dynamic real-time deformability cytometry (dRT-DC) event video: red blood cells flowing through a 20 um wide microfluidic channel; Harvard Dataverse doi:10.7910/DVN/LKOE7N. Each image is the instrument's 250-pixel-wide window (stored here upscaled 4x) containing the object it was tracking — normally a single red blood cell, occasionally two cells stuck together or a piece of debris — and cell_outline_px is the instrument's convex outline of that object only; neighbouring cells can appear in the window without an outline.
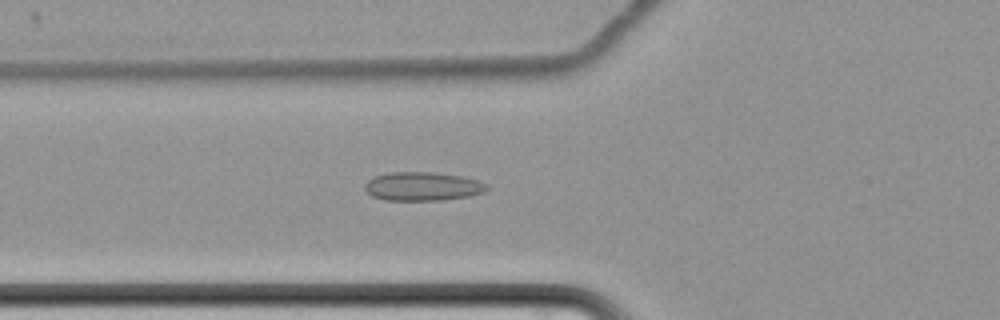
{"species": "common noctule bat (a hibernating species)", "species_latin": "Nyctalus noctula", "temperature_condition": "cold", "stored_images_in_passage": 44, "camera_frame_rate_fps": 3000, "um_per_image_px": 0.085, "animal": {"sex": "female", "body_mass_g": 22.7, "forearm_length_mm": 54.2}, "frame": {"image": 1, "passage_image": 7, "time_ms": 2.0, "image_size_px": [1000, 320], "cell_outline_px": [[488, 188], [484, 192], [468, 196], [440, 200], [384, 200], [372, 196], [364, 188], [364, 184], [368, 180], [376, 176], [388, 172], [432, 172], [460, 176], [480, 180], [488, 184]], "centroid_in_image_um": [35.92, 15.84], "position_along_channel_um": 89.9, "area_um2": 20.4}}
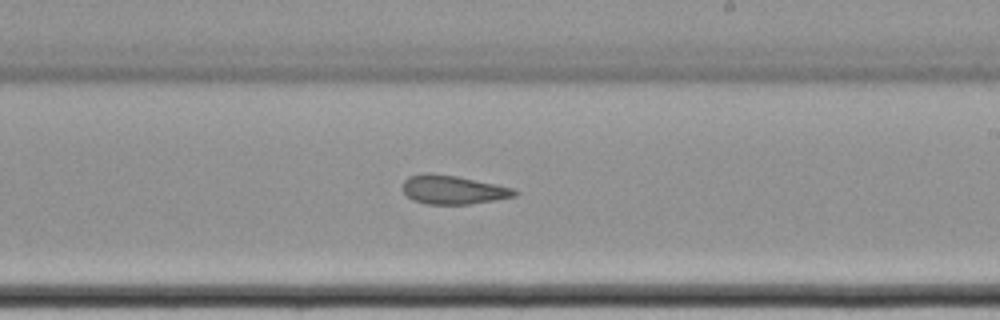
{"frame": {"image": 2, "passage_image": 21, "time_ms": 6.667, "image_size_px": [1000, 320], "cell_outline_px": [[520, 192], [516, 196], [496, 200], [468, 204], [424, 204], [412, 200], [404, 192], [404, 180], [408, 176], [424, 172], [428, 172], [456, 176], [496, 184], [512, 188]], "centroid_in_image_um": [38.5, 16.12], "position_along_channel_um": 250.5, "area_um2": 18.84}}
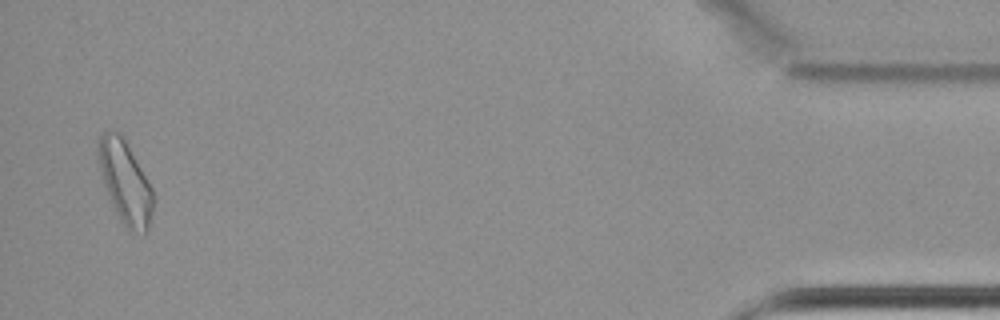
{"frame": {"image": 3, "passage_image": 43, "time_ms": 14.0, "image_size_px": [1000, 320], "cell_outline_px": [[152, 216], [148, 232], [144, 232], [128, 228], [120, 220], [104, 188], [96, 152], [96, 148], [100, 136], [108, 128], [120, 132], [152, 188]], "centroid_in_image_um": [10.59, 15.43], "position_along_channel_um": 424.6, "area_um2": 26.13}, "authors_computed_cell_mechanics": {"area_um2": 19.7098, "velocity_mm_per_s": 3.4472, "shape_relaxation_time_tau1_ms": null, "shape_relaxation_time_tau2_ms": 3.1572, "deformation_change_tau1": null, "deformation_change_tau2": 0.0939}}